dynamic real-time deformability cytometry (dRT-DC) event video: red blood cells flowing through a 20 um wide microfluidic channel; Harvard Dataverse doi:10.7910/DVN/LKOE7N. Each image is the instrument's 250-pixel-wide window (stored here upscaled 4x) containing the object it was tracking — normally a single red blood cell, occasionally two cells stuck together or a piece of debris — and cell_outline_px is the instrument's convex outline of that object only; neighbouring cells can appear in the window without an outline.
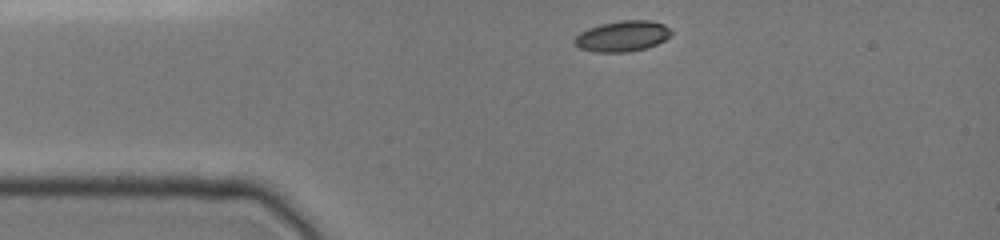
{"species": "common noctule bat (a hibernating species)", "species_latin": "Nyctalus noctula", "temperature_condition": "cold", "stored_images_in_passage": 33, "camera_frame_rate_fps": 3000, "um_per_image_px": 0.085, "animal": {"sex": "female", "body_mass_g": 19.0, "forearm_length_mm": 51.5}, "frame": {"image": 1, "passage_image": 1, "time_ms": 0.0, "image_size_px": [1000, 240], "cell_outline_px": [[672, 32], [664, 40], [656, 44], [644, 48], [628, 52], [596, 52], [580, 48], [572, 44], [572, 40], [580, 32], [588, 28], [600, 24], [620, 20], [652, 20], [664, 24]], "centroid_in_image_um": [52.86, 3.06], "position_along_channel_um": 32.1, "area_um2": 17.34}}
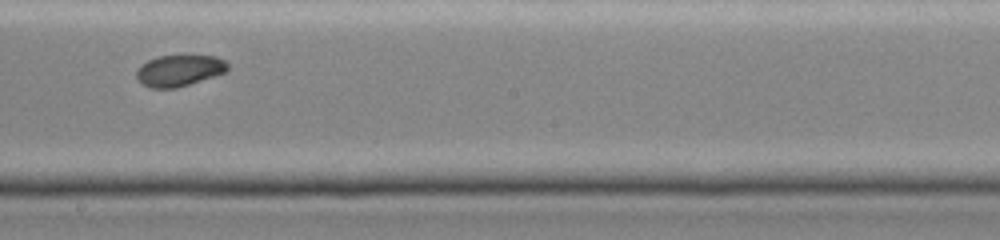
{"frame": {"image": 2, "passage_image": 19, "time_ms": 6.0, "image_size_px": [1000, 240], "cell_outline_px": [[228, 68], [224, 72], [176, 88], [148, 88], [136, 76], [136, 68], [140, 64], [156, 56], [216, 56], [224, 60], [228, 64]], "centroid_in_image_um": [15.18, 5.98], "position_along_channel_um": 233.0, "area_um2": 16.42}}
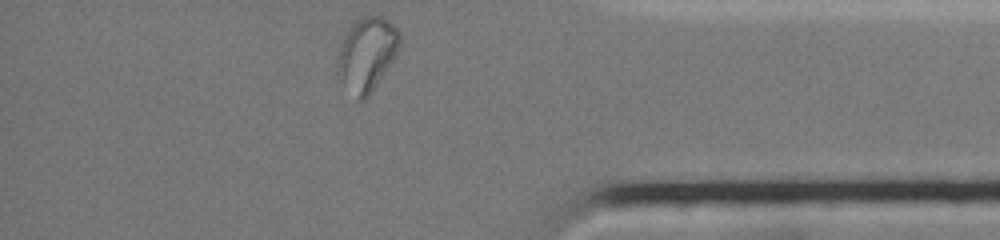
{"frame": {"image": 3, "passage_image": 33, "time_ms": 10.667, "image_size_px": [1000, 240], "cell_outline_px": [[400, 44], [396, 56], [368, 96], [364, 100], [360, 100], [336, 72], [336, 64], [340, 44], [352, 20], [360, 16], [384, 16], [400, 32]], "centroid_in_image_um": [31.19, 4.51], "position_along_channel_um": 404.0, "area_um2": 26.53}, "authors_computed_cell_mechanics": {"area_um2": 17.8024, "velocity_mm_per_s": 3.9001, "shape_relaxation_time_tau1_ms": null, "shape_relaxation_time_tau2_ms": 6.7445, "deformation_change_tau1": null, "deformation_change_tau2": 0.059}}